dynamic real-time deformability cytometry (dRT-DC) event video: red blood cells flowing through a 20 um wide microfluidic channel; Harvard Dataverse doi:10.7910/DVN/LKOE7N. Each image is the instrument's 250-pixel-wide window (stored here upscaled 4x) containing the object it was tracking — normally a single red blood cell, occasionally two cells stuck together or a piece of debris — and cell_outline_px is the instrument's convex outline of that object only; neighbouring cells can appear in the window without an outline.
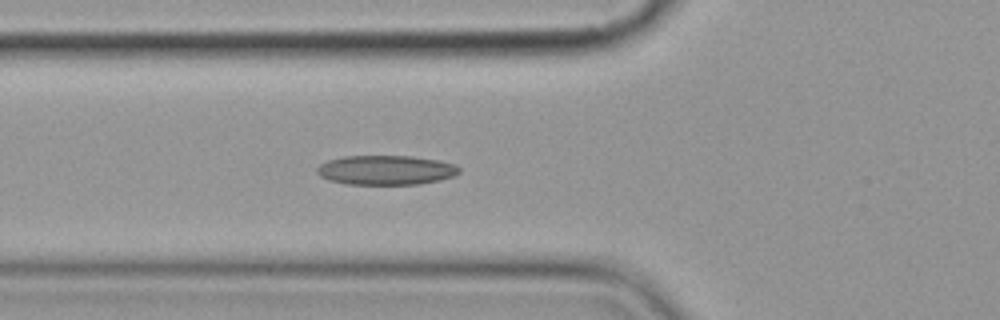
{"species": "common noctule bat (a hibernating species)", "species_latin": "Nyctalus noctula", "temperature_condition": "cold", "stored_images_in_passage": 6, "camera_frame_rate_fps": 3000, "um_per_image_px": 0.085, "animal": {"sex": "female", "body_mass_g": 19.9}, "frame": {"image": 1, "passage_image": 6, "time_ms": 5.667, "image_size_px": [1000, 320], "cell_outline_px": [[460, 172], [456, 176], [440, 180], [420, 184], [348, 184], [328, 180], [320, 176], [316, 172], [316, 168], [320, 164], [328, 160], [344, 156], [412, 156], [436, 160], [456, 164], [460, 168]], "centroid_in_image_um": [32.81, 14.46], "position_along_channel_um": 93.0, "area_um2": 24.57}}